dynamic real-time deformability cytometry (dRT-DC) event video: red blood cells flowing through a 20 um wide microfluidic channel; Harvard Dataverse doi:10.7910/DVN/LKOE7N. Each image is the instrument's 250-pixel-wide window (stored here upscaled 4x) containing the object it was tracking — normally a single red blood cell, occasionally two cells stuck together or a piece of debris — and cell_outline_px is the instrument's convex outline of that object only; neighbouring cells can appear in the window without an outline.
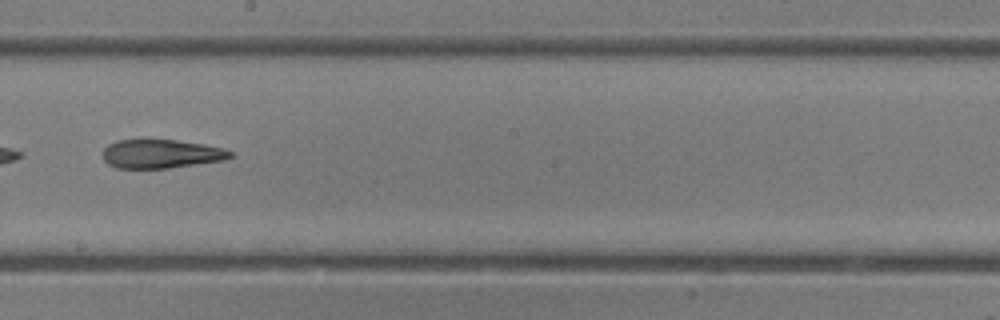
{"species": "common noctule bat (a hibernating species)", "species_latin": "Nyctalus noctula", "temperature_condition": "room temperature", "stored_images_in_passage": 24, "camera_frame_rate_fps": 3000, "um_per_image_px": 0.085, "animal": {"sex": "female"}, "frame": {"image": 1, "passage_image": 11, "time_ms": 3.333, "image_size_px": [1000, 320], "cell_outline_px": [[232, 156], [224, 160], [168, 168], [116, 168], [108, 164], [104, 160], [100, 152], [108, 144], [116, 140], [140, 136], [144, 136], [176, 140], [204, 144], [224, 148], [232, 152]], "centroid_in_image_um": [13.6, 13.02], "position_along_channel_um": 234.6, "area_um2": 22.37}}